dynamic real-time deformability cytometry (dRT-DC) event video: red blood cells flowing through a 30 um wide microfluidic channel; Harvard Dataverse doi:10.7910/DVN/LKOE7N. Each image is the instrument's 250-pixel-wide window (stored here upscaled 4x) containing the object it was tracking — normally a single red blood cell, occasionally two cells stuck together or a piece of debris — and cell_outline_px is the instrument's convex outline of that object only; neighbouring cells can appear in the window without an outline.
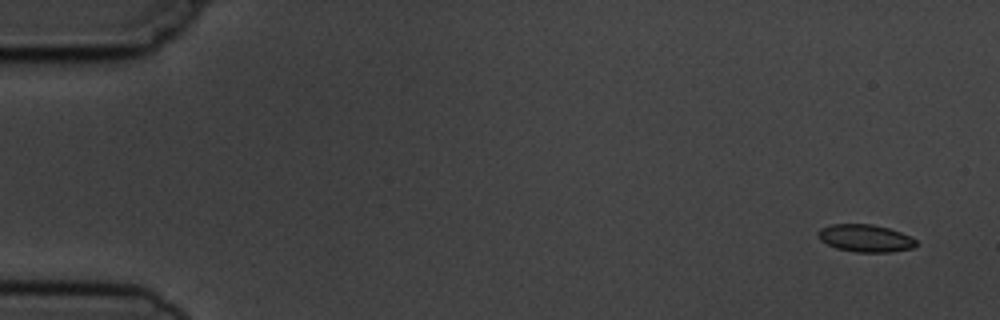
{"species": "common noctule bat (a hibernating species)", "species_latin": "Nyctalus noctula", "temperature_condition": "cold", "stored_images_in_passage": 5, "camera_frame_rate_fps": 3000, "um_per_image_px": 0.085, "animal": {"sex": "male", "body_mass_g": 19.5, "forearm_length_mm": 54.6}, "frame": {"image": 1, "passage_image": 1, "time_ms": 0.0, "image_size_px": [1000, 320], "cell_outline_px": [[916, 248], [892, 252], [856, 252], [836, 248], [820, 240], [816, 232], [820, 228], [832, 224], [872, 224], [888, 228], [900, 232], [916, 240]], "centroid_in_image_um": [73.55, 20.25], "position_along_channel_um": 11.5, "area_um2": 15.72}}